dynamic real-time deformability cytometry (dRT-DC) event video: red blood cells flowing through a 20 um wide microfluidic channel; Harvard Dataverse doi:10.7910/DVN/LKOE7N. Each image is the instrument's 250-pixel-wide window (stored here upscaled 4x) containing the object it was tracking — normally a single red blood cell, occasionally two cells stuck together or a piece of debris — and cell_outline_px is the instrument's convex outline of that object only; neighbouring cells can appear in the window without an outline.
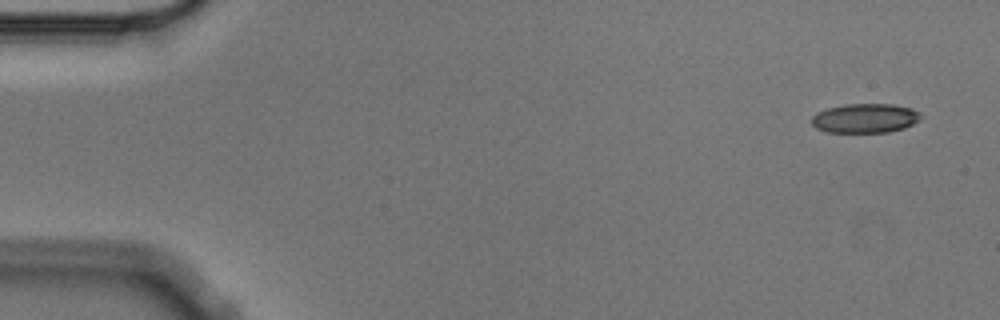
{"species": "Egyptian fruit bat (a non-hibernating species)", "species_latin": "Rousettus aegyptiacus", "temperature_condition": "cold", "stored_images_in_passage": 6, "camera_frame_rate_fps": 3000, "um_per_image_px": 0.085, "animal": {"sex": "male"}, "frame": {"image": 1, "passage_image": 1, "time_ms": 0.0, "image_size_px": [1000, 320], "cell_outline_px": [[920, 120], [904, 128], [888, 132], [824, 132], [816, 128], [812, 124], [812, 116], [816, 112], [828, 108], [844, 104], [892, 104], [912, 108], [920, 112]], "centroid_in_image_um": [73.52, 10.05], "position_along_channel_um": 11.5, "area_um2": 18.73}}
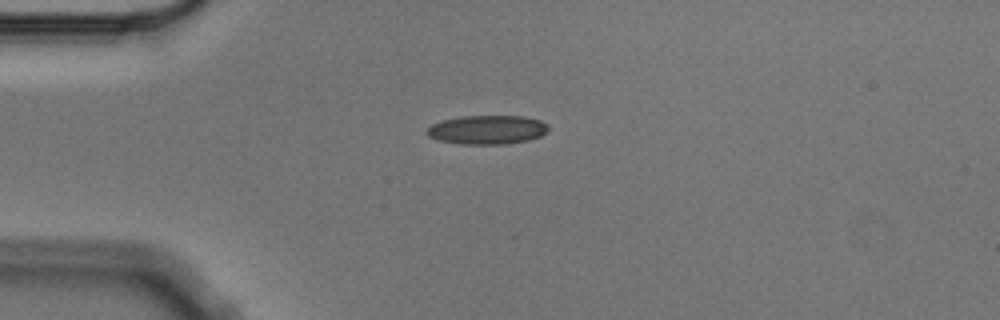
{"frame": {"image": 2, "passage_image": 4, "time_ms": 1.0, "image_size_px": [1000, 320], "cell_outline_px": [[548, 132], [540, 136], [528, 140], [504, 144], [460, 144], [436, 140], [428, 136], [424, 132], [432, 124], [444, 120], [460, 116], [524, 116], [540, 120], [548, 124]], "centroid_in_image_um": [41.4, 11.03], "position_along_channel_um": 43.6, "area_um2": 20.63}}
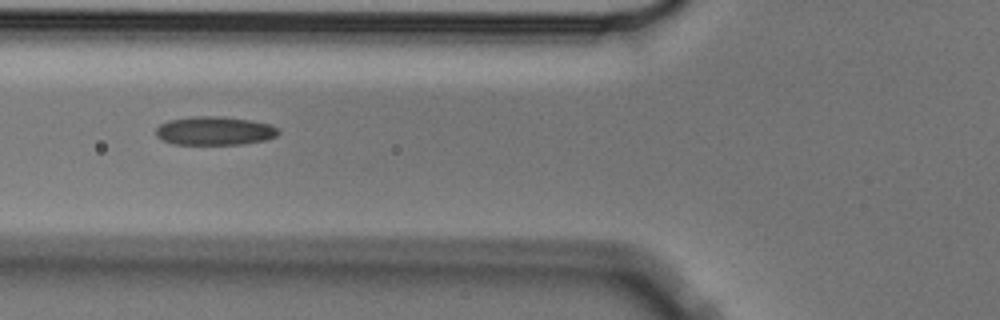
{"frame": {"image": 3, "passage_image": 6, "time_ms": 1.667, "image_size_px": [1000, 320], "cell_outline_px": [[280, 132], [276, 136], [264, 140], [244, 144], [172, 144], [160, 140], [156, 136], [156, 128], [160, 124], [168, 120], [192, 116], [220, 116], [252, 120], [268, 124], [280, 128]], "centroid_in_image_um": [18.22, 11.12], "position_along_channel_um": 107.6, "area_um2": 20.63}}